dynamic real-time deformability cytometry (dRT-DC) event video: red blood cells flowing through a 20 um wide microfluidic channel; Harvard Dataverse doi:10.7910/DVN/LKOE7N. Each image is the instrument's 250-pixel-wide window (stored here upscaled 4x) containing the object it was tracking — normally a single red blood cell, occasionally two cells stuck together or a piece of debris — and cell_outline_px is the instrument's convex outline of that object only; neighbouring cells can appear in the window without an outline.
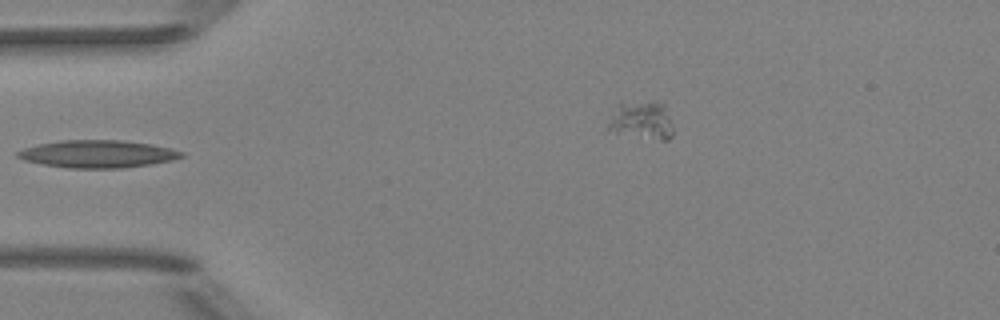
{"species": "Egyptian fruit bat (a non-hibernating species)", "species_latin": "Rousettus aegyptiacus", "temperature_condition": "room temperature", "stored_images_in_passage": 30, "camera_frame_rate_fps": 3000, "um_per_image_px": 0.085, "animal": {"sex": "female"}, "frame": {"image": 1, "passage_image": 1, "time_ms": 0.0, "image_size_px": [1000, 320], "cell_outline_px": [[184, 156], [172, 160], [148, 164], [120, 168], [68, 168], [44, 164], [24, 160], [16, 156], [16, 152], [24, 148], [40, 144], [60, 140], [124, 140], [172, 148], [184, 152]], "centroid_in_image_um": [8.3, 13.08], "position_along_channel_um": 76.7, "area_um2": 26.07}}
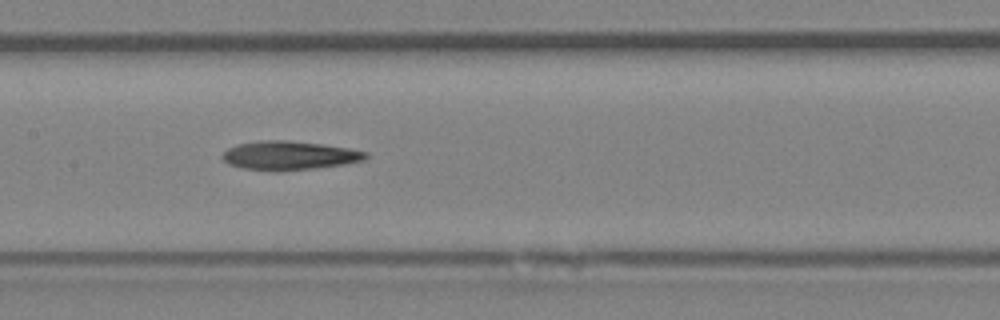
{"frame": {"image": 2, "passage_image": 9, "time_ms": 2.667, "image_size_px": [1000, 320], "cell_outline_px": [[368, 156], [364, 160], [344, 164], [312, 168], [240, 168], [228, 164], [220, 156], [228, 148], [236, 144], [260, 140], [288, 140], [324, 144], [348, 148], [368, 152]], "centroid_in_image_um": [24.59, 13.16], "position_along_channel_um": 182.8, "area_um2": 23.29}}
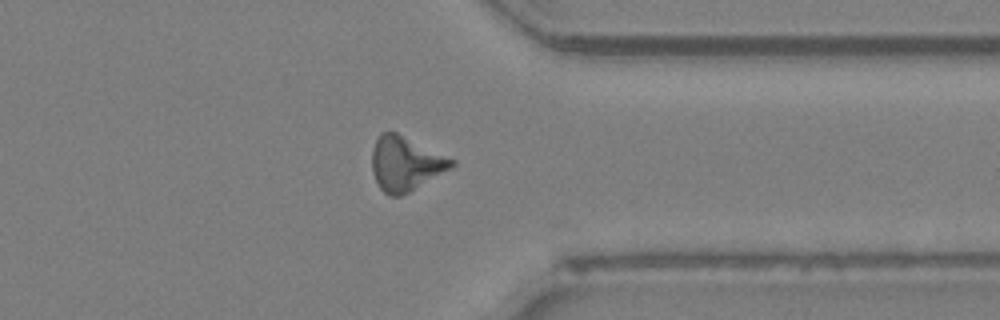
{"frame": {"image": 3, "passage_image": 24, "time_ms": 7.667, "image_size_px": [1000, 320], "cell_outline_px": [[456, 164], [452, 168], [408, 192], [400, 196], [388, 196], [380, 188], [372, 172], [372, 148], [380, 132], [396, 132], [456, 160]], "centroid_in_image_um": [34.46, 13.9], "position_along_channel_um": 376.9, "area_um2": 25.09}}